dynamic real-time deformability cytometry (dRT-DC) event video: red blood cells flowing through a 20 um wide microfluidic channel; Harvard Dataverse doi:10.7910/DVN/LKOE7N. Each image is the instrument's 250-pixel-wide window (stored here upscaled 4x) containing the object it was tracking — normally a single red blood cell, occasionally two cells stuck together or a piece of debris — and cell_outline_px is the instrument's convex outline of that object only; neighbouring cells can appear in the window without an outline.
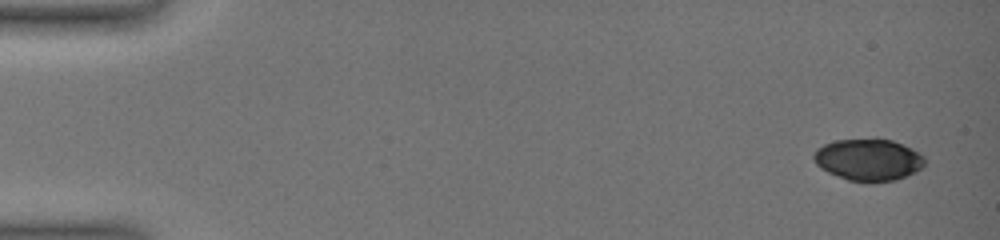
{"species": "common noctule bat (a hibernating species)", "species_latin": "Nyctalus noctula", "temperature_condition": "warm", "stored_images_in_passage": 6, "camera_frame_rate_fps": 3000, "um_per_image_px": 0.085, "animal": {"sex": "female", "body_mass_g": 19.0, "forearm_length_mm": 51.5}, "frame": {"image": 1, "passage_image": 1, "time_ms": 0.0, "image_size_px": [1000, 240], "cell_outline_px": [[924, 164], [916, 172], [896, 180], [868, 184], [848, 180], [828, 172], [820, 168], [812, 160], [812, 156], [816, 148], [824, 144], [836, 140], [876, 136], [892, 140], [912, 148], [920, 152], [924, 156]], "centroid_in_image_um": [73.8, 13.56], "position_along_channel_um": 11.2, "area_um2": 28.09}}
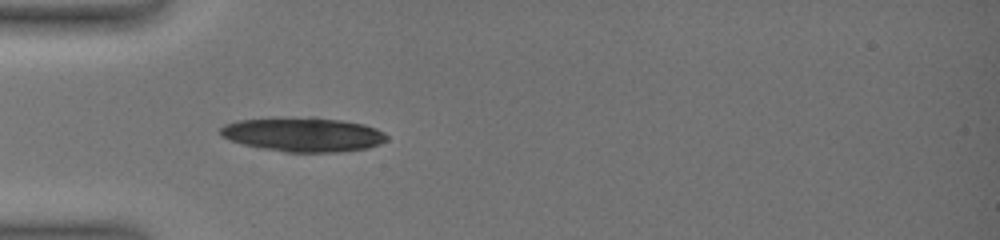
{"frame": {"image": 2, "passage_image": 6, "time_ms": 5.0, "image_size_px": [1000, 240], "cell_outline_px": [[388, 140], [380, 144], [368, 148], [336, 152], [284, 152], [260, 148], [244, 144], [220, 136], [220, 128], [224, 124], [236, 120], [280, 116], [312, 116], [340, 120], [364, 124], [376, 128], [384, 132], [388, 136]], "centroid_in_image_um": [25.76, 11.4], "position_along_channel_um": 59.2, "area_um2": 33.93}}